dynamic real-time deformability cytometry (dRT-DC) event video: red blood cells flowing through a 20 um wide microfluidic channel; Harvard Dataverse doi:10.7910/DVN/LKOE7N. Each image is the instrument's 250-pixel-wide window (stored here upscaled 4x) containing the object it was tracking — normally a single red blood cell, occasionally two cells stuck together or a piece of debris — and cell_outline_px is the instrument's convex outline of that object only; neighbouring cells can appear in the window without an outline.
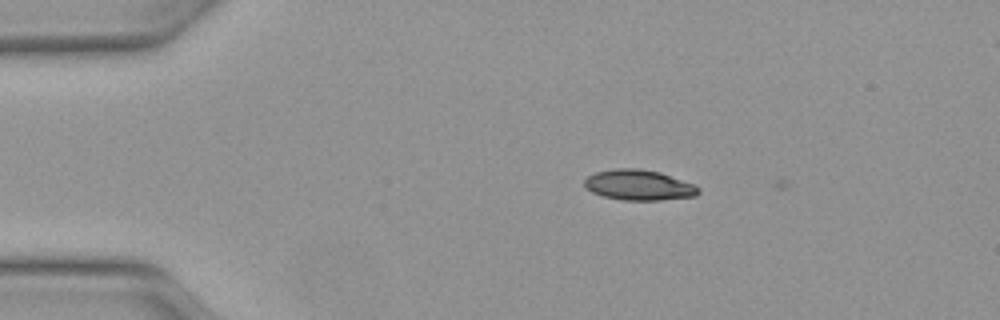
{"species": "Egyptian fruit bat (a non-hibernating species)", "species_latin": "Rousettus aegyptiacus", "temperature_condition": "warm", "stored_images_in_passage": 5, "camera_frame_rate_fps": 3000, "um_per_image_px": 0.085, "animal": {"sex": "female"}, "frame": {"image": 1, "passage_image": 4, "time_ms": 1.0, "image_size_px": [1000, 320], "cell_outline_px": [[700, 192], [696, 196], [660, 200], [624, 200], [604, 196], [592, 192], [584, 188], [584, 180], [588, 176], [596, 172], [612, 168], [640, 168], [660, 172], [696, 184], [700, 188]], "centroid_in_image_um": [54.32, 15.72], "position_along_channel_um": 30.7, "area_um2": 20.46}}